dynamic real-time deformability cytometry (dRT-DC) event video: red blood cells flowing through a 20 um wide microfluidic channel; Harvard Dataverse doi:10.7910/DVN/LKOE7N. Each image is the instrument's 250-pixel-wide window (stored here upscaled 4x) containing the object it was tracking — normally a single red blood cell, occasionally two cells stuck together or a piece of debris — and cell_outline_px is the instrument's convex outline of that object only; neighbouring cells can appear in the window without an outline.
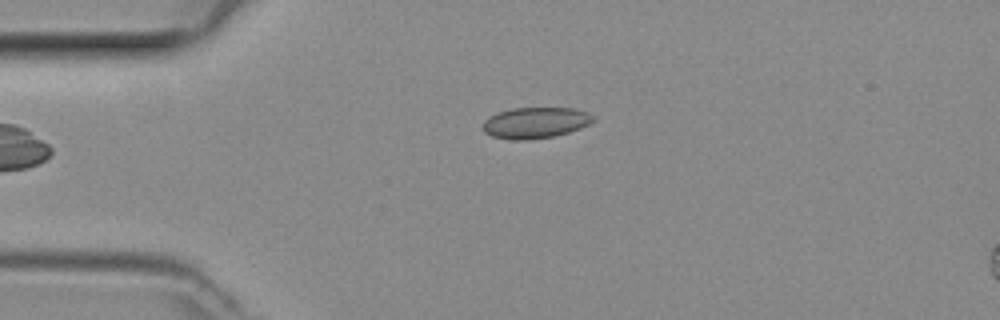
{"species": "common noctule bat (a hibernating species)", "species_latin": "Nyctalus noctula", "temperature_condition": "room temperature", "stored_images_in_passage": 38, "camera_frame_rate_fps": 3000, "um_per_image_px": 0.085, "animal": {"sex": "female", "body_mass_g": 29.2, "forearm_length_mm": 56.3}, "frame": {"image": 1, "passage_image": 1, "time_ms": 0.0, "image_size_px": [1000, 320], "cell_outline_px": [[596, 116], [588, 124], [580, 128], [568, 132], [552, 136], [528, 140], [512, 140], [492, 136], [484, 132], [484, 120], [488, 116], [496, 112], [512, 108], [576, 108], [588, 112]], "centroid_in_image_um": [45.49, 10.42], "position_along_channel_um": 39.5, "area_um2": 20.0}}
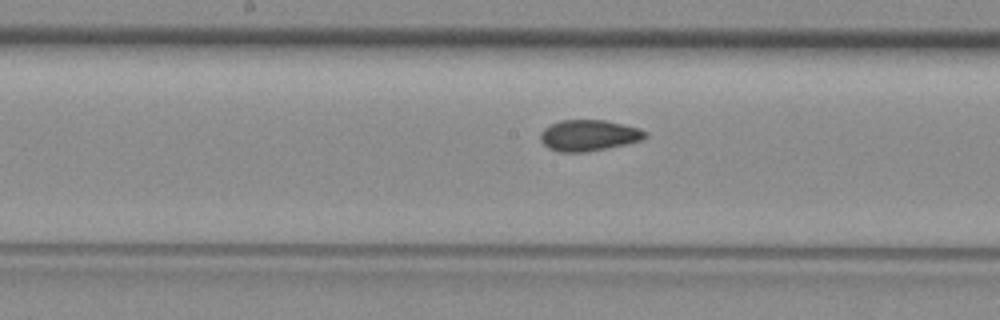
{"frame": {"image": 2, "passage_image": 14, "time_ms": 4.333, "image_size_px": [1000, 320], "cell_outline_px": [[648, 136], [640, 140], [624, 144], [584, 152], [560, 152], [548, 148], [540, 140], [540, 132], [544, 128], [560, 120], [604, 120], [624, 124], [640, 128], [648, 132]], "centroid_in_image_um": [50.04, 11.5], "position_along_channel_um": 198.2, "area_um2": 18.9}}
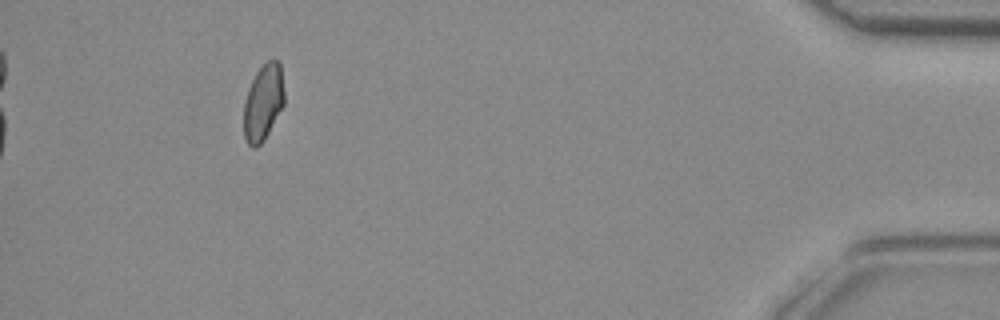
{"frame": {"image": 3, "passage_image": 34, "time_ms": 11.0, "image_size_px": [1000, 320], "cell_outline_px": [[284, 104], [264, 140], [256, 148], [252, 148], [248, 144], [244, 136], [244, 100], [248, 88], [256, 72], [268, 60], [276, 60], [280, 64], [284, 92]], "centroid_in_image_um": [22.36, 8.72], "position_along_channel_um": 412.8, "area_um2": 17.92}}